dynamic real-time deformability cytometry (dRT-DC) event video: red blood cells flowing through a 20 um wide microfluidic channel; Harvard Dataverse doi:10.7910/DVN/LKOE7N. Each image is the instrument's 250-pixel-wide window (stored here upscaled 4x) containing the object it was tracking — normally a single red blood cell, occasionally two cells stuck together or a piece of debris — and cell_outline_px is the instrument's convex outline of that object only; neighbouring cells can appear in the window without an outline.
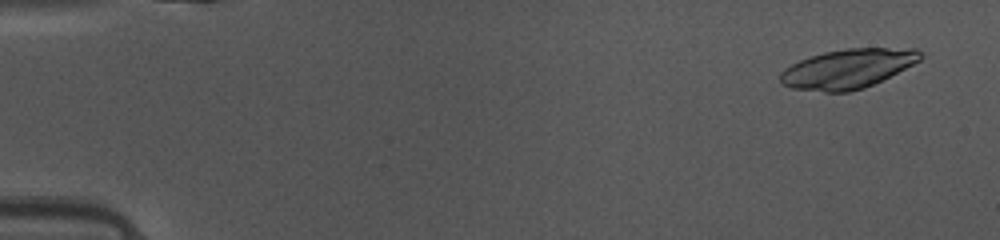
{"species": "common noctule bat (a hibernating species)", "species_latin": "Nyctalus noctula", "temperature_condition": "warm", "stored_images_in_passage": 48, "camera_frame_rate_fps": 3000, "um_per_image_px": 0.085, "animal": {"sex": "female", "body_mass_g": 10.0, "forearm_length_mm": 53.1}, "frame": {"image": 1, "passage_image": 3, "time_ms": 0.667, "image_size_px": [1000, 240], "cell_outline_px": [[924, 56], [920, 60], [864, 88], [848, 92], [824, 92], [792, 88], [780, 84], [780, 72], [784, 68], [800, 60], [824, 52], [848, 48], [916, 48], [924, 52]], "centroid_in_image_um": [72.04, 5.83], "position_along_channel_um": 13.0, "area_um2": 31.96}}